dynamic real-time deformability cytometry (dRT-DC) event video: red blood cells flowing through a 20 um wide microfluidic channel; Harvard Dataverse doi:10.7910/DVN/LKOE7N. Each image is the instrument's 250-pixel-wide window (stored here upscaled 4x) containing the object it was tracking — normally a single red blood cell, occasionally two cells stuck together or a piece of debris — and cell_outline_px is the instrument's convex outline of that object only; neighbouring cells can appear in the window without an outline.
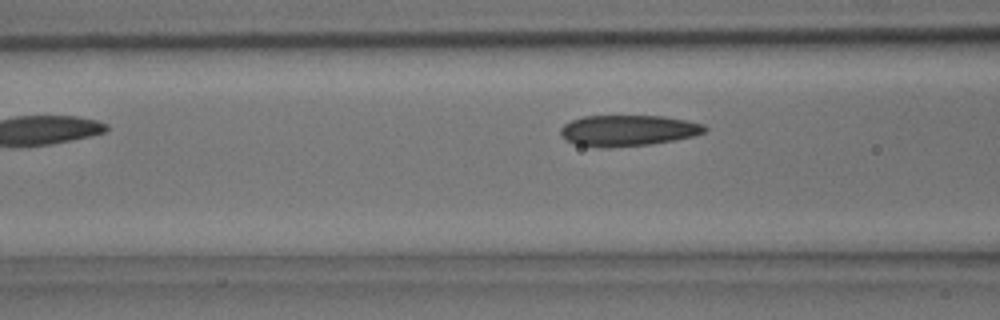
{"species": "common noctule bat (a hibernating species)", "species_latin": "Nyctalus noctula", "temperature_condition": "room temperature", "stored_images_in_passage": 4, "camera_frame_rate_fps": 3000, "um_per_image_px": 0.085, "animal": {"sex": "male", "body_mass_g": 15.6}, "frame": {"image": 1, "passage_image": 4, "time_ms": 1.0, "image_size_px": [1000, 320], "cell_outline_px": [[708, 128], [704, 132], [692, 136], [676, 140], [652, 144], [604, 148], [600, 148], [576, 144], [564, 140], [560, 136], [560, 128], [564, 124], [572, 120], [584, 116], [664, 116], [704, 124]], "centroid_in_image_um": [53.34, 11.1], "position_along_channel_um": 113.3, "area_um2": 26.18}}